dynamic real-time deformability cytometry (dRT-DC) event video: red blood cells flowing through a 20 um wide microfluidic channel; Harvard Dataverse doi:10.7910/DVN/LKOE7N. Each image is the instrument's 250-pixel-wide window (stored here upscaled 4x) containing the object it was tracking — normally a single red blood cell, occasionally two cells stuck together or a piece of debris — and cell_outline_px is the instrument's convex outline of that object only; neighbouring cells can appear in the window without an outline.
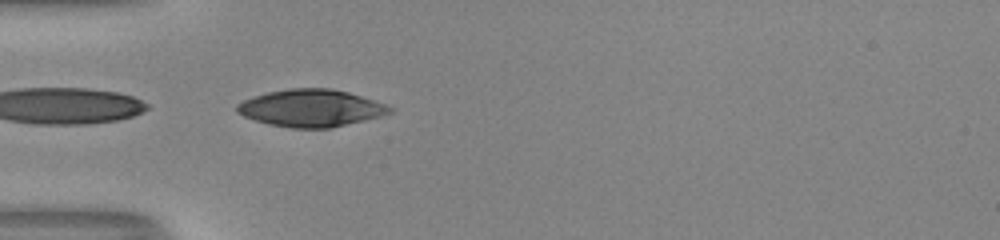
{"species": "human", "species_latin": "Homo sapiens", "temperature_condition": "room temperature", "stored_images_in_passage": 13, "camera_frame_rate_fps": 3000, "um_per_image_px": 0.085, "donor": {"sex": "male"}, "frame": {"image": 1, "passage_image": 1, "time_ms": 0.0, "image_size_px": [1000, 240], "cell_outline_px": [[392, 112], [380, 116], [332, 128], [292, 128], [268, 124], [244, 116], [236, 112], [236, 104], [252, 96], [268, 92], [288, 88], [332, 88], [348, 92], [384, 104], [392, 108]], "centroid_in_image_um": [26.39, 9.18], "position_along_channel_um": 58.6, "area_um2": 33.0}}
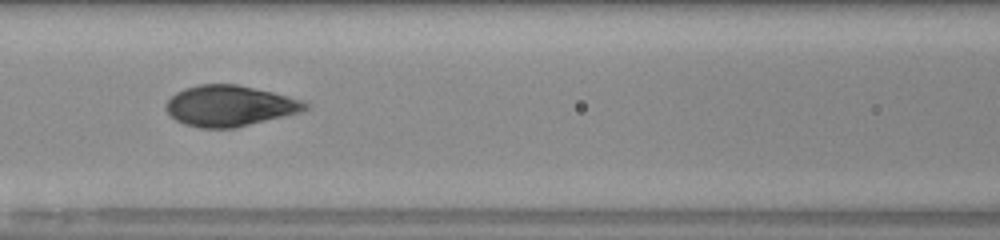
{"frame": {"image": 2, "passage_image": 8, "time_ms": 2.333, "image_size_px": [1000, 240], "cell_outline_px": [[312, 104], [304, 112], [236, 128], [200, 128], [184, 124], [168, 116], [164, 108], [164, 104], [176, 92], [184, 88], [200, 84], [236, 84], [272, 92], [288, 96]], "centroid_in_image_um": [19.52, 9.01], "position_along_channel_um": 147.1, "area_um2": 33.58}}